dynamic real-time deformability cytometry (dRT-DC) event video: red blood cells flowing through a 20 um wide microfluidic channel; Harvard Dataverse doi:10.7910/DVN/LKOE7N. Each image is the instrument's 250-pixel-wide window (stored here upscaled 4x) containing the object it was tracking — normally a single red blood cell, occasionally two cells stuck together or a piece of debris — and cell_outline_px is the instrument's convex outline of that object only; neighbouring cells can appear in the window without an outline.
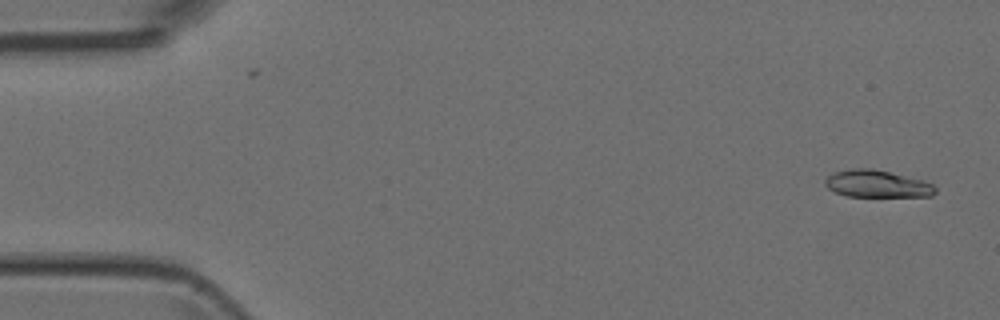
{"species": "Egyptian fruit bat (a non-hibernating species)", "species_latin": "Rousettus aegyptiacus", "temperature_condition": "room temperature", "stored_images_in_passage": 7, "camera_frame_rate_fps": 3000, "um_per_image_px": 0.085, "animal": {"sex": "female"}, "frame": {"image": 1, "passage_image": 1, "time_ms": 0.0, "image_size_px": [1000, 320], "cell_outline_px": [[936, 192], [932, 196], [844, 196], [828, 188], [824, 184], [824, 180], [832, 172], [852, 168], [872, 168], [924, 180], [932, 184], [936, 188]], "centroid_in_image_um": [74.52, 15.62], "position_along_channel_um": 10.5, "area_um2": 17.51}}
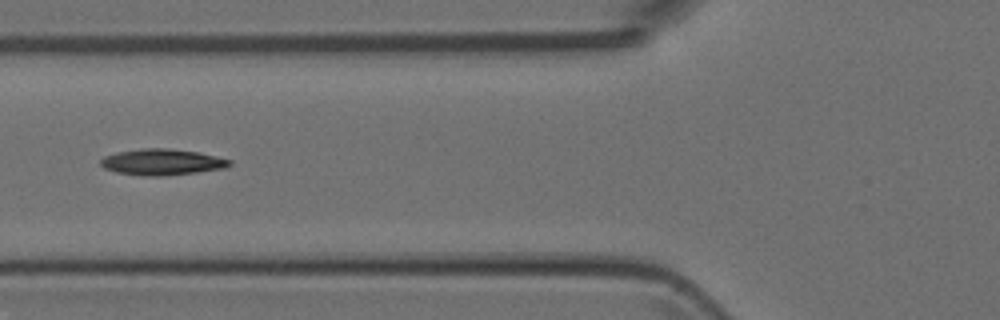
{"frame": {"image": 2, "passage_image": 6, "time_ms": 5.667, "image_size_px": [1000, 320], "cell_outline_px": [[232, 164], [224, 168], [196, 172], [164, 176], [144, 176], [116, 172], [104, 168], [100, 164], [100, 160], [104, 156], [120, 152], [140, 148], [168, 148], [196, 152], [232, 160]], "centroid_in_image_um": [13.75, 13.78], "position_along_channel_um": 112.0, "area_um2": 19.48}}
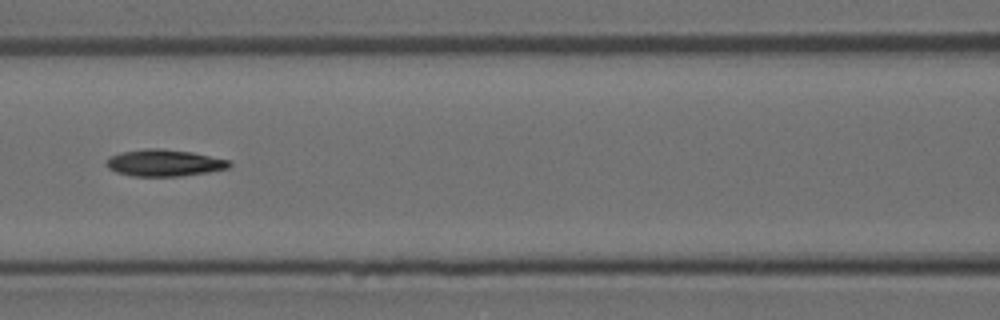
{"frame": {"image": 3, "passage_image": 7, "time_ms": 6.667, "image_size_px": [1000, 320], "cell_outline_px": [[232, 164], [228, 168], [208, 172], [180, 176], [132, 176], [116, 172], [108, 168], [104, 164], [108, 156], [120, 152], [144, 148], [160, 148], [192, 152], [232, 160]], "centroid_in_image_um": [13.94, 13.83], "position_along_channel_um": 152.7, "area_um2": 19.48}}